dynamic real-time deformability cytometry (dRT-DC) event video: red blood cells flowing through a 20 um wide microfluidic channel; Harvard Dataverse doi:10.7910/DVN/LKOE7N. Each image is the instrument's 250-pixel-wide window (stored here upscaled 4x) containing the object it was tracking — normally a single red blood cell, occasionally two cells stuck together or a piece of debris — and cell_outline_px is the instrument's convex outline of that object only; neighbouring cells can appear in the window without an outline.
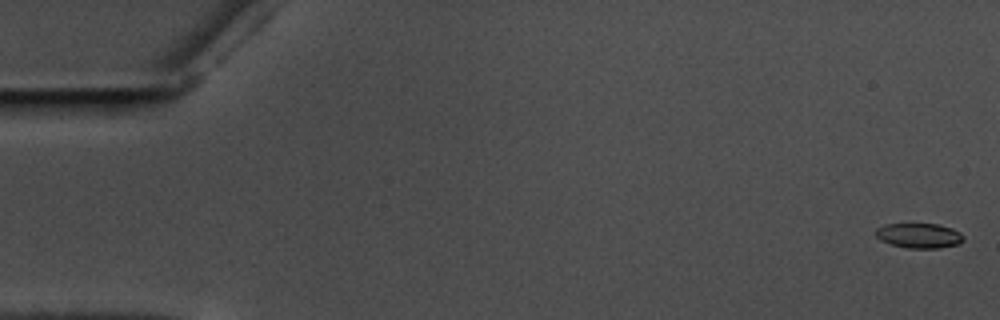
{"species": "common noctule bat (a hibernating species)", "species_latin": "Nyctalus noctula", "temperature_condition": "warm", "stored_images_in_passage": 59, "camera_frame_rate_fps": 3000, "um_per_image_px": 0.085, "animal": {"sex": "male", "body_mass_g": 17.5, "forearm_length_mm": 52.3}, "frame": {"image": 1, "passage_image": 2, "time_ms": 0.333, "image_size_px": [1000, 320], "cell_outline_px": [[964, 240], [960, 244], [940, 248], [908, 248], [892, 244], [880, 240], [876, 236], [876, 228], [884, 224], [936, 224], [952, 228], [960, 232], [964, 236]], "centroid_in_image_um": [78.15, 20.03], "position_along_channel_um": 6.9, "area_um2": 12.77}}
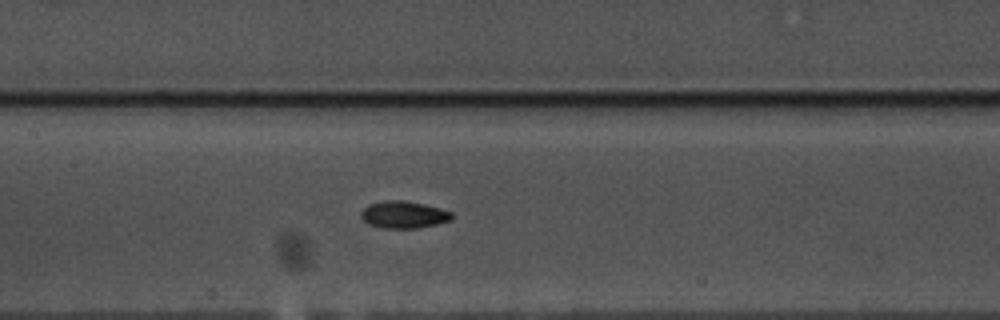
{"frame": {"image": 2, "passage_image": 29, "time_ms": 9.333, "image_size_px": [1000, 320], "cell_outline_px": [[452, 220], [436, 224], [416, 228], [380, 228], [368, 224], [360, 216], [360, 212], [368, 204], [384, 200], [404, 200], [424, 204], [440, 208], [452, 212]], "centroid_in_image_um": [34.29, 18.24], "position_along_channel_um": 173.1, "area_um2": 14.45}}
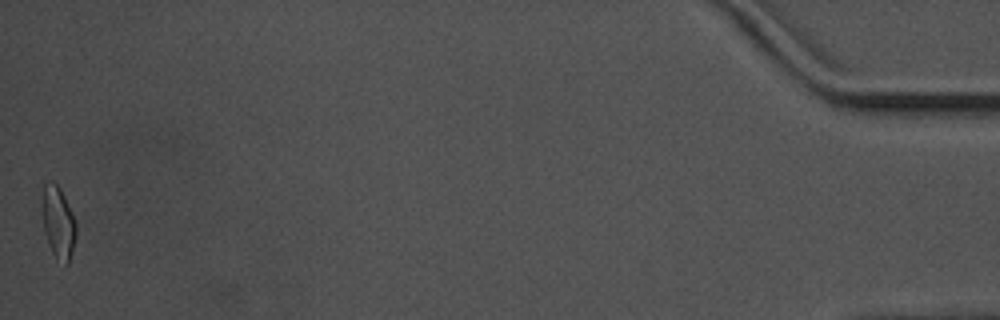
{"frame": {"image": 3, "passage_image": 59, "time_ms": 19.333, "image_size_px": [1000, 320], "cell_outline_px": [[76, 236], [72, 252], [68, 264], [64, 268], [56, 260], [48, 244], [44, 232], [40, 204], [40, 200], [44, 184], [52, 180], [60, 188], [72, 212], [76, 224]], "centroid_in_image_um": [4.92, 18.94], "position_along_channel_um": 430.3, "area_um2": 14.85}, "authors_computed_cell_mechanics": {"area_um2": 13.9298, "velocity_mm_per_s": 3.5622, "shape_relaxation_time_tau1_ms": 3.1496, "shape_relaxation_time_tau2_ms": 4.5478, "deformation_change_tau1": 0.157, "deformation_change_tau2": 0.071}}